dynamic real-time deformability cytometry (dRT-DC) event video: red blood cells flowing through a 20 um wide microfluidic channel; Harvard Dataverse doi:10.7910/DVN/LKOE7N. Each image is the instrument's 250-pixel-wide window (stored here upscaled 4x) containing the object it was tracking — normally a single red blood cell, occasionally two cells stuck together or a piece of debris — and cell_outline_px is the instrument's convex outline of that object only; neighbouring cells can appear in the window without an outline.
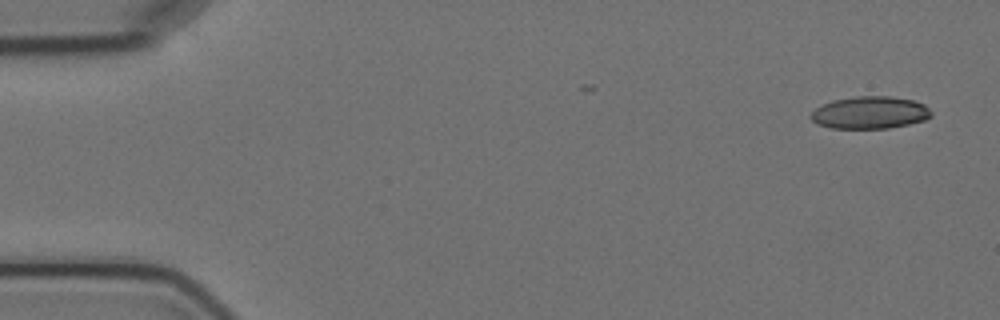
{"species": "Egyptian fruit bat (a non-hibernating species)", "species_latin": "Rousettus aegyptiacus", "temperature_condition": "cold", "stored_images_in_passage": 4, "camera_frame_rate_fps": 3000, "um_per_image_px": 0.085, "animal": {"sex": "female"}, "frame": {"image": 1, "passage_image": 1, "time_ms": 0.0, "image_size_px": [1000, 320], "cell_outline_px": [[932, 116], [924, 120], [908, 124], [888, 128], [832, 128], [816, 124], [808, 116], [816, 108], [832, 100], [856, 96], [888, 96], [912, 100], [924, 104], [932, 112]], "centroid_in_image_um": [73.93, 9.57], "position_along_channel_um": 11.1, "area_um2": 22.66}}